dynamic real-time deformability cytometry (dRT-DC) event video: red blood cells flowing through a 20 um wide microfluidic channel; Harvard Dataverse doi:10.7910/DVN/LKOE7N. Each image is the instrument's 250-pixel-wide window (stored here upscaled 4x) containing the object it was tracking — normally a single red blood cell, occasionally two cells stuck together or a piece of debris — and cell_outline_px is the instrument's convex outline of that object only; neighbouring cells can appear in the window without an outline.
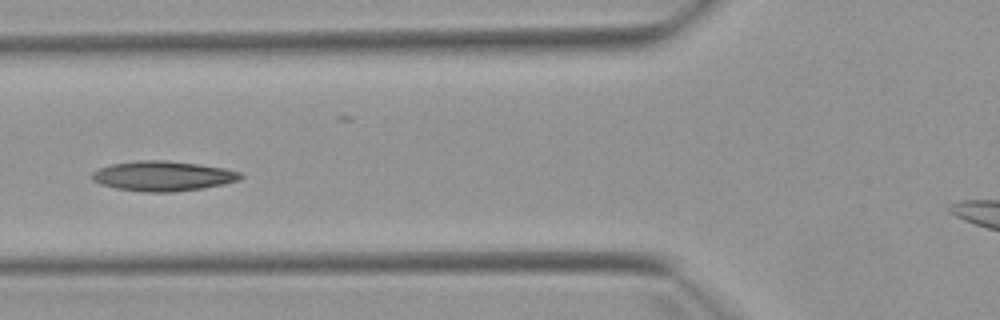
{"species": "Egyptian fruit bat (a non-hibernating species)", "species_latin": "Rousettus aegyptiacus", "temperature_condition": "warm", "stored_images_in_passage": 5, "camera_frame_rate_fps": 3000, "um_per_image_px": 0.085, "animal": {"sex": "female"}, "frame": {"image": 1, "passage_image": 5, "time_ms": 4.667, "image_size_px": [1000, 320], "cell_outline_px": [[244, 176], [240, 180], [224, 184], [204, 188], [172, 192], [144, 192], [116, 188], [100, 184], [92, 180], [92, 172], [100, 168], [112, 164], [136, 160], [164, 160], [200, 164], [224, 168], [240, 172]], "centroid_in_image_um": [13.86, 14.96], "position_along_channel_um": 111.9, "area_um2": 26.01}}